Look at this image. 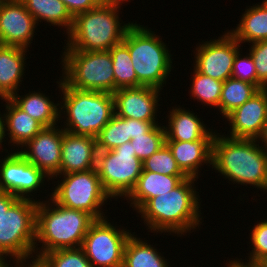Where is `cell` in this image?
<instances>
[{
    "mask_svg": "<svg viewBox=\"0 0 267 267\" xmlns=\"http://www.w3.org/2000/svg\"><path fill=\"white\" fill-rule=\"evenodd\" d=\"M1 100L6 102V105L2 106L6 109V113L3 114L5 136L8 135L10 138L8 143H12L11 146H17V151H19L20 148L38 134L44 126L20 109L10 98Z\"/></svg>",
    "mask_w": 267,
    "mask_h": 267,
    "instance_id": "cell-23",
    "label": "cell"
},
{
    "mask_svg": "<svg viewBox=\"0 0 267 267\" xmlns=\"http://www.w3.org/2000/svg\"><path fill=\"white\" fill-rule=\"evenodd\" d=\"M26 10L33 16L37 24L46 21L50 26L61 27L67 34L73 24V17L61 0H21Z\"/></svg>",
    "mask_w": 267,
    "mask_h": 267,
    "instance_id": "cell-27",
    "label": "cell"
},
{
    "mask_svg": "<svg viewBox=\"0 0 267 267\" xmlns=\"http://www.w3.org/2000/svg\"><path fill=\"white\" fill-rule=\"evenodd\" d=\"M259 89L246 81L228 78L223 82L218 111L226 117L237 107L248 101Z\"/></svg>",
    "mask_w": 267,
    "mask_h": 267,
    "instance_id": "cell-28",
    "label": "cell"
},
{
    "mask_svg": "<svg viewBox=\"0 0 267 267\" xmlns=\"http://www.w3.org/2000/svg\"><path fill=\"white\" fill-rule=\"evenodd\" d=\"M258 142L260 143L261 142V146L263 149H265L267 151V119H266V122H265V125L263 127V131L260 135V137L258 138Z\"/></svg>",
    "mask_w": 267,
    "mask_h": 267,
    "instance_id": "cell-42",
    "label": "cell"
},
{
    "mask_svg": "<svg viewBox=\"0 0 267 267\" xmlns=\"http://www.w3.org/2000/svg\"><path fill=\"white\" fill-rule=\"evenodd\" d=\"M240 52L241 51L235 56L231 78L249 82L258 88V76L255 62L250 53L243 57Z\"/></svg>",
    "mask_w": 267,
    "mask_h": 267,
    "instance_id": "cell-36",
    "label": "cell"
},
{
    "mask_svg": "<svg viewBox=\"0 0 267 267\" xmlns=\"http://www.w3.org/2000/svg\"><path fill=\"white\" fill-rule=\"evenodd\" d=\"M61 62L63 68L60 78L68 86L110 94L115 92L113 62L109 51H64Z\"/></svg>",
    "mask_w": 267,
    "mask_h": 267,
    "instance_id": "cell-8",
    "label": "cell"
},
{
    "mask_svg": "<svg viewBox=\"0 0 267 267\" xmlns=\"http://www.w3.org/2000/svg\"><path fill=\"white\" fill-rule=\"evenodd\" d=\"M265 192H267V183H266V186H265V189H264Z\"/></svg>",
    "mask_w": 267,
    "mask_h": 267,
    "instance_id": "cell-49",
    "label": "cell"
},
{
    "mask_svg": "<svg viewBox=\"0 0 267 267\" xmlns=\"http://www.w3.org/2000/svg\"><path fill=\"white\" fill-rule=\"evenodd\" d=\"M27 50L29 51L15 46H0V99L11 98L19 92L20 82L23 81L21 79L25 75Z\"/></svg>",
    "mask_w": 267,
    "mask_h": 267,
    "instance_id": "cell-21",
    "label": "cell"
},
{
    "mask_svg": "<svg viewBox=\"0 0 267 267\" xmlns=\"http://www.w3.org/2000/svg\"><path fill=\"white\" fill-rule=\"evenodd\" d=\"M142 163V172H154L168 176H186L178 167L166 143Z\"/></svg>",
    "mask_w": 267,
    "mask_h": 267,
    "instance_id": "cell-34",
    "label": "cell"
},
{
    "mask_svg": "<svg viewBox=\"0 0 267 267\" xmlns=\"http://www.w3.org/2000/svg\"><path fill=\"white\" fill-rule=\"evenodd\" d=\"M16 196L6 191H0V219L4 213L18 200Z\"/></svg>",
    "mask_w": 267,
    "mask_h": 267,
    "instance_id": "cell-40",
    "label": "cell"
},
{
    "mask_svg": "<svg viewBox=\"0 0 267 267\" xmlns=\"http://www.w3.org/2000/svg\"><path fill=\"white\" fill-rule=\"evenodd\" d=\"M217 39L202 41L195 47L194 67L199 73L224 82L231 78L232 67L241 44L228 32Z\"/></svg>",
    "mask_w": 267,
    "mask_h": 267,
    "instance_id": "cell-13",
    "label": "cell"
},
{
    "mask_svg": "<svg viewBox=\"0 0 267 267\" xmlns=\"http://www.w3.org/2000/svg\"><path fill=\"white\" fill-rule=\"evenodd\" d=\"M211 167L233 184L254 186L264 192L267 151L258 140L231 138L216 131L212 142Z\"/></svg>",
    "mask_w": 267,
    "mask_h": 267,
    "instance_id": "cell-2",
    "label": "cell"
},
{
    "mask_svg": "<svg viewBox=\"0 0 267 267\" xmlns=\"http://www.w3.org/2000/svg\"><path fill=\"white\" fill-rule=\"evenodd\" d=\"M106 218L95 220L81 248L93 267H122L126 243L132 232L117 228Z\"/></svg>",
    "mask_w": 267,
    "mask_h": 267,
    "instance_id": "cell-11",
    "label": "cell"
},
{
    "mask_svg": "<svg viewBox=\"0 0 267 267\" xmlns=\"http://www.w3.org/2000/svg\"><path fill=\"white\" fill-rule=\"evenodd\" d=\"M96 138L74 135L62 128L60 175L96 169Z\"/></svg>",
    "mask_w": 267,
    "mask_h": 267,
    "instance_id": "cell-18",
    "label": "cell"
},
{
    "mask_svg": "<svg viewBox=\"0 0 267 267\" xmlns=\"http://www.w3.org/2000/svg\"><path fill=\"white\" fill-rule=\"evenodd\" d=\"M122 42L129 49L137 87L150 86L162 90L173 68V55L162 38L150 28L135 22L128 28Z\"/></svg>",
    "mask_w": 267,
    "mask_h": 267,
    "instance_id": "cell-6",
    "label": "cell"
},
{
    "mask_svg": "<svg viewBox=\"0 0 267 267\" xmlns=\"http://www.w3.org/2000/svg\"><path fill=\"white\" fill-rule=\"evenodd\" d=\"M56 182L49 194L57 204L90 214L95 220L106 218L103 205L112 199L105 191L96 169L56 175ZM105 202V203H104Z\"/></svg>",
    "mask_w": 267,
    "mask_h": 267,
    "instance_id": "cell-9",
    "label": "cell"
},
{
    "mask_svg": "<svg viewBox=\"0 0 267 267\" xmlns=\"http://www.w3.org/2000/svg\"><path fill=\"white\" fill-rule=\"evenodd\" d=\"M168 112L169 114L166 115L168 125H164L165 141H196L201 138H214L216 130L206 127L199 115H195L190 109L175 105Z\"/></svg>",
    "mask_w": 267,
    "mask_h": 267,
    "instance_id": "cell-20",
    "label": "cell"
},
{
    "mask_svg": "<svg viewBox=\"0 0 267 267\" xmlns=\"http://www.w3.org/2000/svg\"><path fill=\"white\" fill-rule=\"evenodd\" d=\"M95 219L87 212L57 204L51 197L38 200L36 210L35 259L49 251L81 247ZM38 241V242H37ZM37 243H42L41 247ZM40 250V251H38Z\"/></svg>",
    "mask_w": 267,
    "mask_h": 267,
    "instance_id": "cell-3",
    "label": "cell"
},
{
    "mask_svg": "<svg viewBox=\"0 0 267 267\" xmlns=\"http://www.w3.org/2000/svg\"><path fill=\"white\" fill-rule=\"evenodd\" d=\"M228 32L240 44L267 40V0L246 7L239 24Z\"/></svg>",
    "mask_w": 267,
    "mask_h": 267,
    "instance_id": "cell-25",
    "label": "cell"
},
{
    "mask_svg": "<svg viewBox=\"0 0 267 267\" xmlns=\"http://www.w3.org/2000/svg\"><path fill=\"white\" fill-rule=\"evenodd\" d=\"M251 54L258 76V89L267 88V40L251 43Z\"/></svg>",
    "mask_w": 267,
    "mask_h": 267,
    "instance_id": "cell-37",
    "label": "cell"
},
{
    "mask_svg": "<svg viewBox=\"0 0 267 267\" xmlns=\"http://www.w3.org/2000/svg\"><path fill=\"white\" fill-rule=\"evenodd\" d=\"M212 142L213 138H201L196 141H165L181 171L187 177L197 179L203 164L212 165Z\"/></svg>",
    "mask_w": 267,
    "mask_h": 267,
    "instance_id": "cell-19",
    "label": "cell"
},
{
    "mask_svg": "<svg viewBox=\"0 0 267 267\" xmlns=\"http://www.w3.org/2000/svg\"><path fill=\"white\" fill-rule=\"evenodd\" d=\"M37 22L21 0H3L0 5V44L28 49Z\"/></svg>",
    "mask_w": 267,
    "mask_h": 267,
    "instance_id": "cell-14",
    "label": "cell"
},
{
    "mask_svg": "<svg viewBox=\"0 0 267 267\" xmlns=\"http://www.w3.org/2000/svg\"><path fill=\"white\" fill-rule=\"evenodd\" d=\"M60 128L44 127L18 151L51 179L60 175L62 147V128Z\"/></svg>",
    "mask_w": 267,
    "mask_h": 267,
    "instance_id": "cell-15",
    "label": "cell"
},
{
    "mask_svg": "<svg viewBox=\"0 0 267 267\" xmlns=\"http://www.w3.org/2000/svg\"><path fill=\"white\" fill-rule=\"evenodd\" d=\"M148 243L133 232L125 246L122 267H170L161 252Z\"/></svg>",
    "mask_w": 267,
    "mask_h": 267,
    "instance_id": "cell-26",
    "label": "cell"
},
{
    "mask_svg": "<svg viewBox=\"0 0 267 267\" xmlns=\"http://www.w3.org/2000/svg\"><path fill=\"white\" fill-rule=\"evenodd\" d=\"M20 109L39 121L44 127H52L60 122V103H54L49 96L39 92L30 91L26 95L15 93L10 98ZM59 120V122H58ZM58 124H57V123Z\"/></svg>",
    "mask_w": 267,
    "mask_h": 267,
    "instance_id": "cell-24",
    "label": "cell"
},
{
    "mask_svg": "<svg viewBox=\"0 0 267 267\" xmlns=\"http://www.w3.org/2000/svg\"><path fill=\"white\" fill-rule=\"evenodd\" d=\"M33 260V261H32ZM31 262L27 260H16V267H45L39 259H32ZM30 262V263H29ZM27 263V264H26ZM29 263V264H28Z\"/></svg>",
    "mask_w": 267,
    "mask_h": 267,
    "instance_id": "cell-41",
    "label": "cell"
},
{
    "mask_svg": "<svg viewBox=\"0 0 267 267\" xmlns=\"http://www.w3.org/2000/svg\"><path fill=\"white\" fill-rule=\"evenodd\" d=\"M256 221V225L253 226L251 231L250 241L252 243V251H250V256L245 261L242 259H234L233 262L240 267H257L263 263L267 262V219L262 221Z\"/></svg>",
    "mask_w": 267,
    "mask_h": 267,
    "instance_id": "cell-32",
    "label": "cell"
},
{
    "mask_svg": "<svg viewBox=\"0 0 267 267\" xmlns=\"http://www.w3.org/2000/svg\"><path fill=\"white\" fill-rule=\"evenodd\" d=\"M195 181L197 178L187 177L171 192L151 198L137 212L149 232H167L181 237L199 228L203 218L200 217L201 199Z\"/></svg>",
    "mask_w": 267,
    "mask_h": 267,
    "instance_id": "cell-1",
    "label": "cell"
},
{
    "mask_svg": "<svg viewBox=\"0 0 267 267\" xmlns=\"http://www.w3.org/2000/svg\"><path fill=\"white\" fill-rule=\"evenodd\" d=\"M227 267H231V261H228Z\"/></svg>",
    "mask_w": 267,
    "mask_h": 267,
    "instance_id": "cell-48",
    "label": "cell"
},
{
    "mask_svg": "<svg viewBox=\"0 0 267 267\" xmlns=\"http://www.w3.org/2000/svg\"><path fill=\"white\" fill-rule=\"evenodd\" d=\"M160 92L150 86L118 89L113 93L115 114L128 119L158 121Z\"/></svg>",
    "mask_w": 267,
    "mask_h": 267,
    "instance_id": "cell-17",
    "label": "cell"
},
{
    "mask_svg": "<svg viewBox=\"0 0 267 267\" xmlns=\"http://www.w3.org/2000/svg\"><path fill=\"white\" fill-rule=\"evenodd\" d=\"M12 261H13V266L16 267V264H15L16 260H12ZM10 262L11 261L9 260V263H8L7 259L6 260H0V267H13L12 264L10 265Z\"/></svg>",
    "mask_w": 267,
    "mask_h": 267,
    "instance_id": "cell-44",
    "label": "cell"
},
{
    "mask_svg": "<svg viewBox=\"0 0 267 267\" xmlns=\"http://www.w3.org/2000/svg\"><path fill=\"white\" fill-rule=\"evenodd\" d=\"M109 52L113 62L115 91L121 88L137 87V76L128 47L121 42L113 46Z\"/></svg>",
    "mask_w": 267,
    "mask_h": 267,
    "instance_id": "cell-29",
    "label": "cell"
},
{
    "mask_svg": "<svg viewBox=\"0 0 267 267\" xmlns=\"http://www.w3.org/2000/svg\"><path fill=\"white\" fill-rule=\"evenodd\" d=\"M5 151L8 155L0 159V191L11 193L19 199L36 200L31 193L38 192L46 182L45 179H51L18 151Z\"/></svg>",
    "mask_w": 267,
    "mask_h": 267,
    "instance_id": "cell-12",
    "label": "cell"
},
{
    "mask_svg": "<svg viewBox=\"0 0 267 267\" xmlns=\"http://www.w3.org/2000/svg\"><path fill=\"white\" fill-rule=\"evenodd\" d=\"M187 176H168L154 172H142L137 184L126 200L138 212L151 198L171 192Z\"/></svg>",
    "mask_w": 267,
    "mask_h": 267,
    "instance_id": "cell-22",
    "label": "cell"
},
{
    "mask_svg": "<svg viewBox=\"0 0 267 267\" xmlns=\"http://www.w3.org/2000/svg\"><path fill=\"white\" fill-rule=\"evenodd\" d=\"M96 171L111 198L125 199L137 184L143 163L136 157L130 141L113 150L98 151Z\"/></svg>",
    "mask_w": 267,
    "mask_h": 267,
    "instance_id": "cell-10",
    "label": "cell"
},
{
    "mask_svg": "<svg viewBox=\"0 0 267 267\" xmlns=\"http://www.w3.org/2000/svg\"><path fill=\"white\" fill-rule=\"evenodd\" d=\"M130 141L129 119L116 114L96 136L98 151L113 150Z\"/></svg>",
    "mask_w": 267,
    "mask_h": 267,
    "instance_id": "cell-31",
    "label": "cell"
},
{
    "mask_svg": "<svg viewBox=\"0 0 267 267\" xmlns=\"http://www.w3.org/2000/svg\"><path fill=\"white\" fill-rule=\"evenodd\" d=\"M100 2H118V1H127L129 2V0H99Z\"/></svg>",
    "mask_w": 267,
    "mask_h": 267,
    "instance_id": "cell-45",
    "label": "cell"
},
{
    "mask_svg": "<svg viewBox=\"0 0 267 267\" xmlns=\"http://www.w3.org/2000/svg\"><path fill=\"white\" fill-rule=\"evenodd\" d=\"M56 82L63 94L60 120L65 122L60 126L68 133L96 138L115 114L113 94L76 89L60 78Z\"/></svg>",
    "mask_w": 267,
    "mask_h": 267,
    "instance_id": "cell-5",
    "label": "cell"
},
{
    "mask_svg": "<svg viewBox=\"0 0 267 267\" xmlns=\"http://www.w3.org/2000/svg\"><path fill=\"white\" fill-rule=\"evenodd\" d=\"M225 118L230 126L227 137L258 140L267 119V88L256 92Z\"/></svg>",
    "mask_w": 267,
    "mask_h": 267,
    "instance_id": "cell-16",
    "label": "cell"
},
{
    "mask_svg": "<svg viewBox=\"0 0 267 267\" xmlns=\"http://www.w3.org/2000/svg\"><path fill=\"white\" fill-rule=\"evenodd\" d=\"M257 267H267V262L266 263H263V264H261V265H259Z\"/></svg>",
    "mask_w": 267,
    "mask_h": 267,
    "instance_id": "cell-47",
    "label": "cell"
},
{
    "mask_svg": "<svg viewBox=\"0 0 267 267\" xmlns=\"http://www.w3.org/2000/svg\"><path fill=\"white\" fill-rule=\"evenodd\" d=\"M161 125H154L146 134L131 140L136 157L142 162L165 144V128Z\"/></svg>",
    "mask_w": 267,
    "mask_h": 267,
    "instance_id": "cell-35",
    "label": "cell"
},
{
    "mask_svg": "<svg viewBox=\"0 0 267 267\" xmlns=\"http://www.w3.org/2000/svg\"><path fill=\"white\" fill-rule=\"evenodd\" d=\"M160 124L158 121H141L129 119V130L131 140L134 137H139L146 134L154 125Z\"/></svg>",
    "mask_w": 267,
    "mask_h": 267,
    "instance_id": "cell-39",
    "label": "cell"
},
{
    "mask_svg": "<svg viewBox=\"0 0 267 267\" xmlns=\"http://www.w3.org/2000/svg\"><path fill=\"white\" fill-rule=\"evenodd\" d=\"M72 17L77 14L95 9L101 2L99 0H61Z\"/></svg>",
    "mask_w": 267,
    "mask_h": 267,
    "instance_id": "cell-38",
    "label": "cell"
},
{
    "mask_svg": "<svg viewBox=\"0 0 267 267\" xmlns=\"http://www.w3.org/2000/svg\"><path fill=\"white\" fill-rule=\"evenodd\" d=\"M39 260L45 267H93L81 247L49 251Z\"/></svg>",
    "mask_w": 267,
    "mask_h": 267,
    "instance_id": "cell-33",
    "label": "cell"
},
{
    "mask_svg": "<svg viewBox=\"0 0 267 267\" xmlns=\"http://www.w3.org/2000/svg\"><path fill=\"white\" fill-rule=\"evenodd\" d=\"M192 75V85L190 84L191 88L189 90L191 98L197 99L207 108L213 106V108L218 109L223 82L199 73L195 68Z\"/></svg>",
    "mask_w": 267,
    "mask_h": 267,
    "instance_id": "cell-30",
    "label": "cell"
},
{
    "mask_svg": "<svg viewBox=\"0 0 267 267\" xmlns=\"http://www.w3.org/2000/svg\"><path fill=\"white\" fill-rule=\"evenodd\" d=\"M123 2H101L95 9L74 16L63 51H109L121 43L133 24L122 23L119 17Z\"/></svg>",
    "mask_w": 267,
    "mask_h": 267,
    "instance_id": "cell-4",
    "label": "cell"
},
{
    "mask_svg": "<svg viewBox=\"0 0 267 267\" xmlns=\"http://www.w3.org/2000/svg\"><path fill=\"white\" fill-rule=\"evenodd\" d=\"M231 267H240V266L236 265V264L233 262V260H231Z\"/></svg>",
    "mask_w": 267,
    "mask_h": 267,
    "instance_id": "cell-46",
    "label": "cell"
},
{
    "mask_svg": "<svg viewBox=\"0 0 267 267\" xmlns=\"http://www.w3.org/2000/svg\"><path fill=\"white\" fill-rule=\"evenodd\" d=\"M5 129H4V117L0 112V149H2V144L4 143V141H6L5 139Z\"/></svg>",
    "mask_w": 267,
    "mask_h": 267,
    "instance_id": "cell-43",
    "label": "cell"
},
{
    "mask_svg": "<svg viewBox=\"0 0 267 267\" xmlns=\"http://www.w3.org/2000/svg\"><path fill=\"white\" fill-rule=\"evenodd\" d=\"M37 206V200L18 199L3 214L0 219V260L8 257L17 261L34 259Z\"/></svg>",
    "mask_w": 267,
    "mask_h": 267,
    "instance_id": "cell-7",
    "label": "cell"
}]
</instances>
